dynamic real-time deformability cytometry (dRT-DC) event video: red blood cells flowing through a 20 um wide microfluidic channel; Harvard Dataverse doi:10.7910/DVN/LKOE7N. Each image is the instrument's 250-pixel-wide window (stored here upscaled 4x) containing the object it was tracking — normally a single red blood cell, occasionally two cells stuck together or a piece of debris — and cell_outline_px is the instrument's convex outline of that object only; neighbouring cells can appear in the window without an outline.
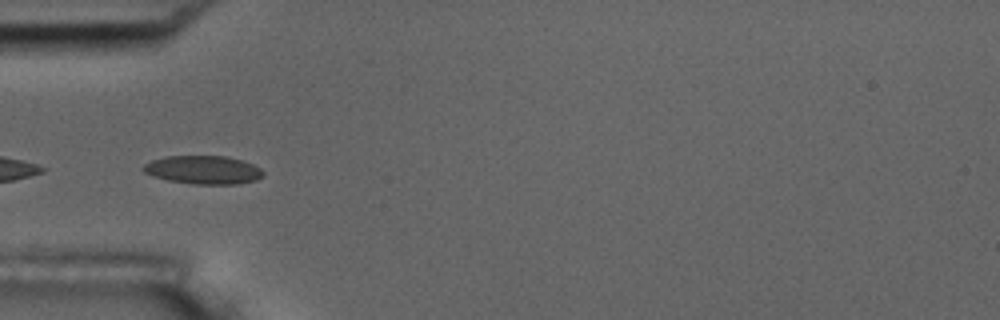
{"species": "common noctule bat (a hibernating species)", "species_latin": "Nyctalus noctula", "temperature_condition": "room temperature", "stored_images_in_passage": 36, "camera_frame_rate_fps": 3000, "um_per_image_px": 0.085, "animal": {"sex": "male", "body_mass_g": 17.5, "forearm_length_mm": 52.3}, "frame": {"image": 1, "passage_image": 6, "time_ms": 1.667, "image_size_px": [1000, 320], "cell_outline_px": [[264, 176], [256, 180], [236, 184], [192, 184], [168, 180], [152, 176], [144, 172], [140, 168], [144, 164], [152, 160], [164, 156], [224, 156], [240, 160], [252, 164], [260, 168], [264, 172]], "centroid_in_image_um": [17.25, 14.44], "position_along_channel_um": 67.8, "area_um2": 19.88}}
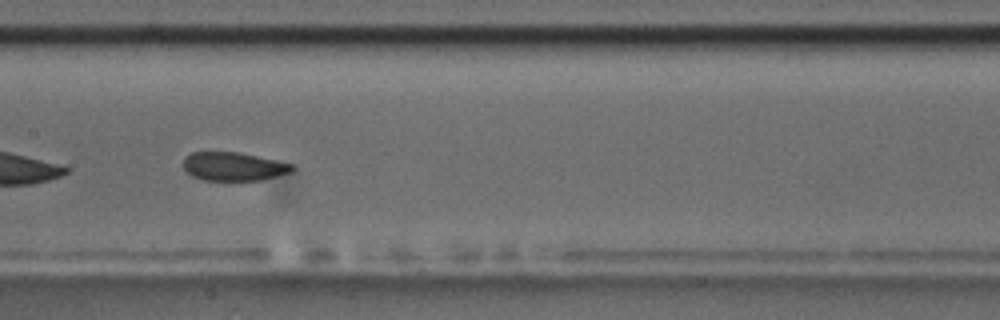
{"frame": {"image": 2, "passage_image": 16, "time_ms": 5.0, "image_size_px": [1000, 320], "cell_outline_px": [[296, 168], [292, 172], [260, 180], [200, 180], [192, 176], [184, 168], [184, 156], [192, 152], [240, 152], [292, 164]], "centroid_in_image_um": [19.84, 14.15], "position_along_channel_um": 187.6, "area_um2": 18.09}, "authors_computed_cell_mechanics": {"area_um2": 19.1896, "velocity_mm_per_s": 3.6185, "shape_relaxation_time_tau1_ms": null, "shape_relaxation_time_tau2_ms": 2.4534, "deformation_change_tau1": null, "deformation_change_tau2": 0.0611}}